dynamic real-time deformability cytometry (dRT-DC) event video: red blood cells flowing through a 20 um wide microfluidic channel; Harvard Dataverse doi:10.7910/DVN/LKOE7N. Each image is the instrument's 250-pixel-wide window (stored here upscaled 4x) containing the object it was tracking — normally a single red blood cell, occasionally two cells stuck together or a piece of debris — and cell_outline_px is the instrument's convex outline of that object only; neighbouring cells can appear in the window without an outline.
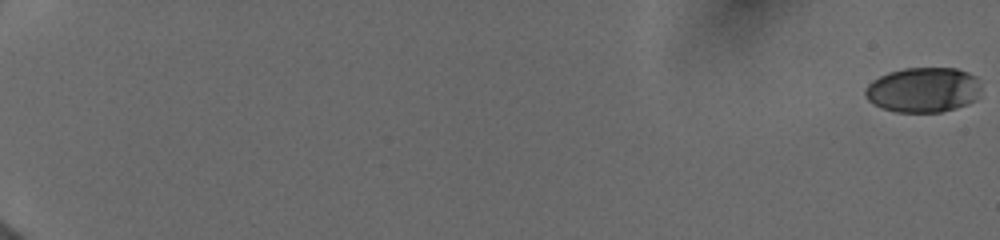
{"species": "human", "species_latin": "Homo sapiens", "temperature_condition": "cold", "stored_images_in_passage": 47, "camera_frame_rate_fps": 3000, "um_per_image_px": 0.085, "donor": {"sex": "female"}, "frame": {"image": 1, "passage_image": 1, "time_ms": 0.0, "image_size_px": [1000, 240], "cell_outline_px": [[980, 92], [976, 100], [968, 104], [956, 108], [940, 112], [896, 112], [884, 108], [868, 100], [864, 96], [864, 88], [872, 80], [888, 72], [904, 68], [956, 68], [968, 72], [976, 76], [980, 84]], "centroid_in_image_um": [78.49, 7.63], "position_along_channel_um": 6.5, "area_um2": 30.63}}
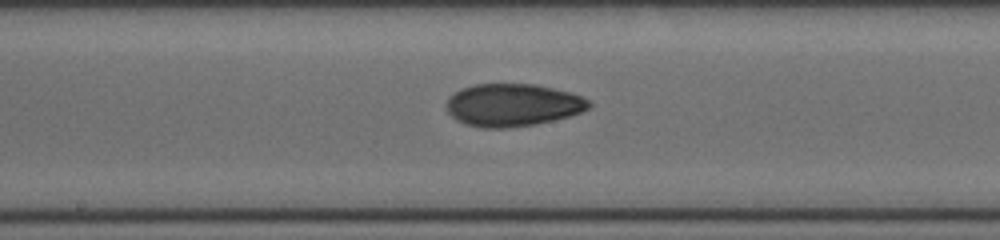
{"frame": {"image": 2, "passage_image": 24, "time_ms": 11.0, "image_size_px": [1000, 240], "cell_outline_px": [[592, 104], [588, 108], [580, 112], [568, 116], [536, 124], [504, 128], [484, 128], [464, 124], [456, 120], [448, 112], [448, 96], [460, 88], [476, 84], [536, 84], [568, 92], [580, 96], [588, 100]], "centroid_in_image_um": [43.54, 8.92], "position_along_channel_um": 204.7, "area_um2": 35.2}}
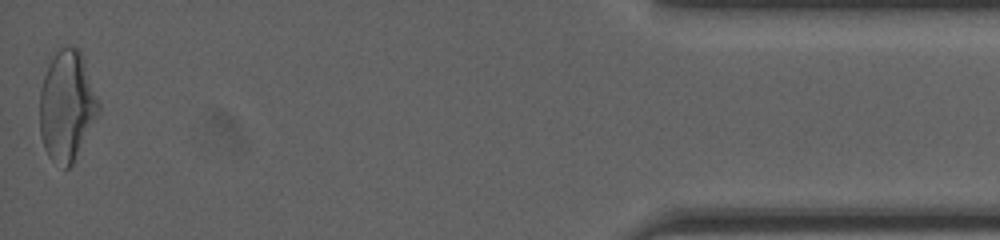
{"frame": {"image": 3, "passage_image": 47, "time_ms": 18.333, "image_size_px": [1000, 240], "cell_outline_px": [[100, 112], [72, 164], [68, 168], [64, 168], [52, 160], [48, 156], [44, 148], [40, 136], [40, 88], [44, 76], [56, 52], [60, 48], [72, 44], [80, 52], [100, 104]], "centroid_in_image_um": [5.68, 9.03], "position_along_channel_um": 429.5, "area_um2": 37.45}, "authors_computed_cell_mechanics": {"area_um2": 34.0442, "velocity_mm_per_s": 3.992, "shape_relaxation_time_tau1_ms": 10.7142, "shape_relaxation_time_tau2_ms": 1.9065, "deformation_change_tau1": 0.2327, "deformation_change_tau2": 0.0731}}